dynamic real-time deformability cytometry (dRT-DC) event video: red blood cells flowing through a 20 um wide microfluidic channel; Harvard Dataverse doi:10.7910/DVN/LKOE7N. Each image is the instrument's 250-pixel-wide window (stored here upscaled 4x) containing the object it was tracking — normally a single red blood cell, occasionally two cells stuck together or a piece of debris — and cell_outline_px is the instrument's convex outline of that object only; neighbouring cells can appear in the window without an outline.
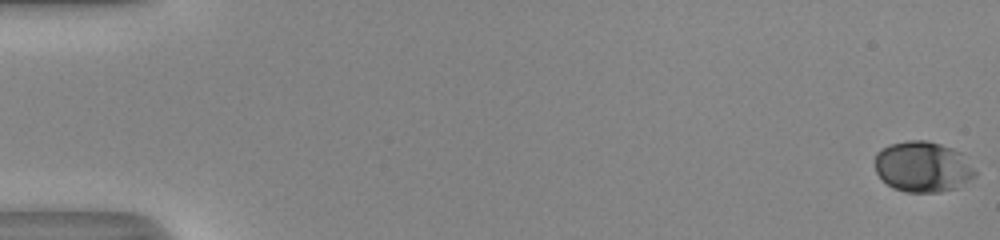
{"species": "human", "species_latin": "Homo sapiens", "temperature_condition": "room temperature", "stored_images_in_passage": 53, "camera_frame_rate_fps": 3000, "um_per_image_px": 0.085, "donor": {"sex": "male"}, "frame": {"image": 1, "passage_image": 1, "time_ms": 0.0, "image_size_px": [1000, 240], "cell_outline_px": [[976, 176], [956, 188], [940, 192], [904, 192], [892, 188], [876, 172], [876, 152], [880, 148], [888, 144], [908, 140], [928, 140], [952, 148], [960, 152], [976, 172]], "centroid_in_image_um": [78.42, 14.17], "position_along_channel_um": 6.6, "area_um2": 29.59}}
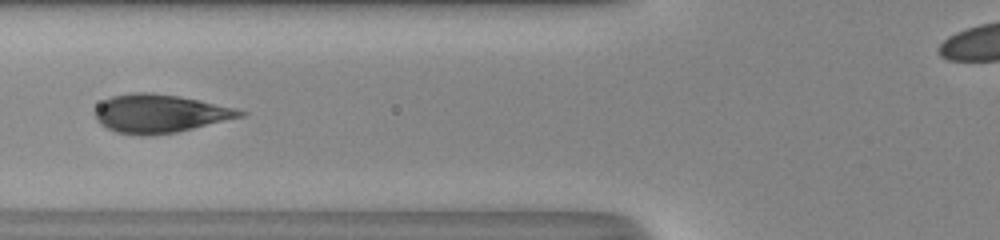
{"frame": {"image": 2, "passage_image": 23, "time_ms": 7.333, "image_size_px": [1000, 240], "cell_outline_px": [[248, 112], [244, 116], [176, 132], [148, 136], [140, 136], [116, 132], [100, 124], [96, 120], [92, 112], [104, 100], [112, 96], [132, 92], [152, 92], [180, 96], [200, 100], [236, 108]], "centroid_in_image_um": [13.56, 9.65], "position_along_channel_um": 112.2, "area_um2": 32.6}}
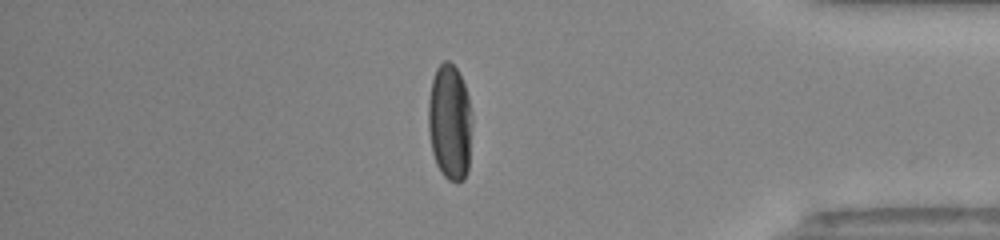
{"frame": {"image": 3, "passage_image": 46, "time_ms": 15.0, "image_size_px": [1000, 240], "cell_outline_px": [[468, 172], [464, 180], [448, 180], [440, 172], [436, 164], [432, 152], [428, 132], [428, 100], [432, 80], [436, 68], [444, 60], [448, 60], [456, 68], [464, 84], [468, 96]], "centroid_in_image_um": [38.16, 10.37], "position_along_channel_um": 397.0, "area_um2": 28.73}}